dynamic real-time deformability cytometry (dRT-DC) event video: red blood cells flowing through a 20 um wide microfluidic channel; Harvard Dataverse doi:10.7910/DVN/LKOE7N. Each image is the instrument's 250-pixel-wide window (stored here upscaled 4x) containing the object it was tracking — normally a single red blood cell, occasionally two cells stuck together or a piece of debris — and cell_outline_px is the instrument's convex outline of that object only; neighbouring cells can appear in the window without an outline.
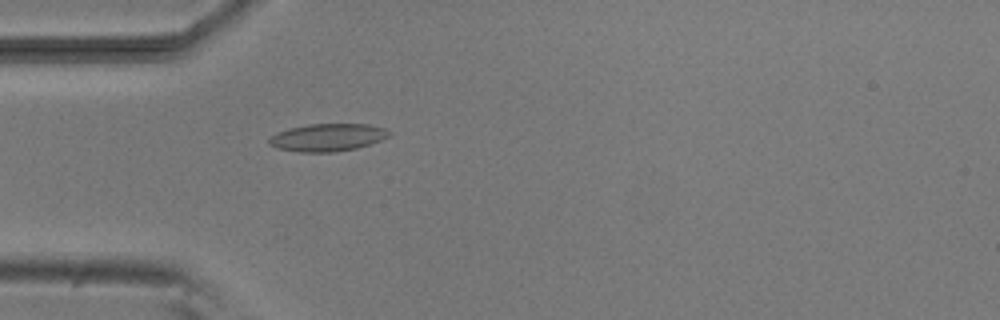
{"species": "common noctule bat (a hibernating species)", "species_latin": "Nyctalus noctula", "temperature_condition": "room temperature", "stored_images_in_passage": 5, "camera_frame_rate_fps": 3000, "um_per_image_px": 0.085, "animal": {"sex": "male", "body_mass_g": 20.5, "forearm_length_mm": 52.5}, "frame": {"image": 1, "passage_image": 5, "time_ms": 4.667, "image_size_px": [1000, 320], "cell_outline_px": [[392, 132], [388, 136], [380, 140], [356, 148], [332, 152], [300, 152], [276, 148], [268, 144], [268, 140], [276, 132], [288, 128], [308, 124], [368, 124], [384, 128]], "centroid_in_image_um": [27.8, 11.67], "position_along_channel_um": 57.2, "area_um2": 19.25}}